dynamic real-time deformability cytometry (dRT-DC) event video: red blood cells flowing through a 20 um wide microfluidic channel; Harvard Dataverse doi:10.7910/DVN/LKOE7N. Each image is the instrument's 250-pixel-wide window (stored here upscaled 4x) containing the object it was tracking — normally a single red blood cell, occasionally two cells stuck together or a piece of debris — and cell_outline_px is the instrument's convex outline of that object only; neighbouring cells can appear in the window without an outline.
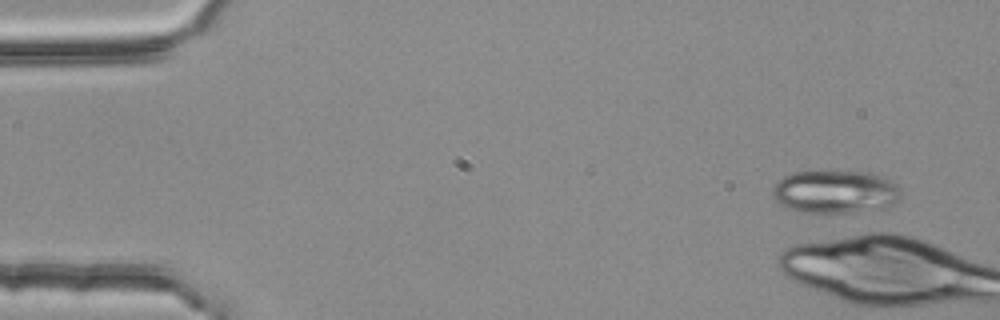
{"species": "common noctule bat (a hibernating species)", "species_latin": "Nyctalus noctula", "temperature_condition": "room temperature", "stored_images_in_passage": 3, "camera_frame_rate_fps": 3000, "um_per_image_px": 0.085, "animal": {"sex": "female", "body_mass_g": 25.1}, "frame": {"image": 1, "passage_image": 1, "time_ms": 0.0, "image_size_px": [1000, 320], "cell_outline_px": [[900, 196], [888, 208], [852, 212], [800, 212], [776, 200], [772, 192], [772, 188], [784, 176], [792, 172], [872, 172], [884, 176], [900, 184]], "centroid_in_image_um": [71.08, 16.29], "position_along_channel_um": 13.9, "area_um2": 32.02}}